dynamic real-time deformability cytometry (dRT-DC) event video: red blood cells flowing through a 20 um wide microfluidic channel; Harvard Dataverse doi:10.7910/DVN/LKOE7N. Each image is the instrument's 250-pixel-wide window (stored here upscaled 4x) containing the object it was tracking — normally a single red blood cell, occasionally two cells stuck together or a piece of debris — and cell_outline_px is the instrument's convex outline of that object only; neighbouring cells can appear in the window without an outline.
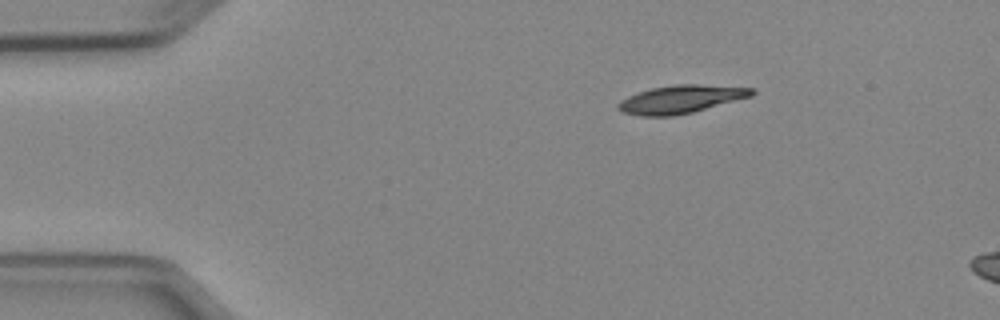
{"species": "Egyptian fruit bat (a non-hibernating species)", "species_latin": "Rousettus aegyptiacus", "temperature_condition": "cold", "stored_images_in_passage": 3, "camera_frame_rate_fps": 3000, "um_per_image_px": 0.085, "animal": {"sex": "female"}, "frame": {"image": 1, "passage_image": 1, "time_ms": 0.0, "image_size_px": [1000, 320], "cell_outline_px": [[756, 92], [752, 96], [692, 112], [672, 116], [640, 116], [624, 112], [616, 108], [616, 104], [620, 100], [628, 96], [652, 88], [676, 84], [696, 84], [756, 88]], "centroid_in_image_um": [57.88, 8.43], "position_along_channel_um": 27.1, "area_um2": 21.73}}